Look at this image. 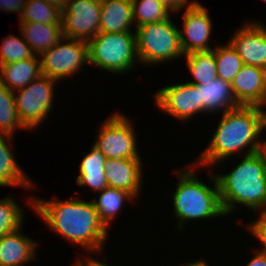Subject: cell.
<instances>
[{
    "mask_svg": "<svg viewBox=\"0 0 266 266\" xmlns=\"http://www.w3.org/2000/svg\"><path fill=\"white\" fill-rule=\"evenodd\" d=\"M26 202L48 229L63 240L82 247L88 254L100 255L103 252L110 230L100 221L92 200H78L76 197L47 200L29 196Z\"/></svg>",
    "mask_w": 266,
    "mask_h": 266,
    "instance_id": "obj_1",
    "label": "cell"
},
{
    "mask_svg": "<svg viewBox=\"0 0 266 266\" xmlns=\"http://www.w3.org/2000/svg\"><path fill=\"white\" fill-rule=\"evenodd\" d=\"M263 111L262 107L240 105L222 113L211 140L193 162L198 166L197 171L218 164L226 170L223 164L234 155L240 157L262 150L264 138L261 136L266 132Z\"/></svg>",
    "mask_w": 266,
    "mask_h": 266,
    "instance_id": "obj_2",
    "label": "cell"
},
{
    "mask_svg": "<svg viewBox=\"0 0 266 266\" xmlns=\"http://www.w3.org/2000/svg\"><path fill=\"white\" fill-rule=\"evenodd\" d=\"M238 164L227 173L215 177L222 209L226 217L246 207L252 213L266 207V156L262 150L242 155Z\"/></svg>",
    "mask_w": 266,
    "mask_h": 266,
    "instance_id": "obj_3",
    "label": "cell"
},
{
    "mask_svg": "<svg viewBox=\"0 0 266 266\" xmlns=\"http://www.w3.org/2000/svg\"><path fill=\"white\" fill-rule=\"evenodd\" d=\"M191 164V165H190ZM185 169L175 170L178 179L175 192L168 195L173 199V214L177 219L178 232H184L185 223L193 220L202 221L216 217H226L221 206L218 183L214 173H209L207 178L212 186L200 180L195 174L198 166L190 163ZM195 168V169H194Z\"/></svg>",
    "mask_w": 266,
    "mask_h": 266,
    "instance_id": "obj_4",
    "label": "cell"
},
{
    "mask_svg": "<svg viewBox=\"0 0 266 266\" xmlns=\"http://www.w3.org/2000/svg\"><path fill=\"white\" fill-rule=\"evenodd\" d=\"M88 55L89 66L115 75H125L140 64L135 32H98L88 41Z\"/></svg>",
    "mask_w": 266,
    "mask_h": 266,
    "instance_id": "obj_5",
    "label": "cell"
},
{
    "mask_svg": "<svg viewBox=\"0 0 266 266\" xmlns=\"http://www.w3.org/2000/svg\"><path fill=\"white\" fill-rule=\"evenodd\" d=\"M179 29L171 17L137 27L135 34L140 65L156 67L184 57Z\"/></svg>",
    "mask_w": 266,
    "mask_h": 266,
    "instance_id": "obj_6",
    "label": "cell"
},
{
    "mask_svg": "<svg viewBox=\"0 0 266 266\" xmlns=\"http://www.w3.org/2000/svg\"><path fill=\"white\" fill-rule=\"evenodd\" d=\"M57 80L40 75L26 87L14 92L20 122L30 132L36 130L52 114Z\"/></svg>",
    "mask_w": 266,
    "mask_h": 266,
    "instance_id": "obj_7",
    "label": "cell"
},
{
    "mask_svg": "<svg viewBox=\"0 0 266 266\" xmlns=\"http://www.w3.org/2000/svg\"><path fill=\"white\" fill-rule=\"evenodd\" d=\"M111 113L106 120L100 124L93 140L106 159H129L142 158L137 144V132L133 121L124 113Z\"/></svg>",
    "mask_w": 266,
    "mask_h": 266,
    "instance_id": "obj_8",
    "label": "cell"
},
{
    "mask_svg": "<svg viewBox=\"0 0 266 266\" xmlns=\"http://www.w3.org/2000/svg\"><path fill=\"white\" fill-rule=\"evenodd\" d=\"M41 73L59 82L67 80L89 65L88 42L62 37L39 55ZM61 80V81H60Z\"/></svg>",
    "mask_w": 266,
    "mask_h": 266,
    "instance_id": "obj_9",
    "label": "cell"
},
{
    "mask_svg": "<svg viewBox=\"0 0 266 266\" xmlns=\"http://www.w3.org/2000/svg\"><path fill=\"white\" fill-rule=\"evenodd\" d=\"M101 0H69L62 10L65 38L89 41L100 32Z\"/></svg>",
    "mask_w": 266,
    "mask_h": 266,
    "instance_id": "obj_10",
    "label": "cell"
},
{
    "mask_svg": "<svg viewBox=\"0 0 266 266\" xmlns=\"http://www.w3.org/2000/svg\"><path fill=\"white\" fill-rule=\"evenodd\" d=\"M152 97L157 109L182 122L202 114L199 91L188 81L160 88Z\"/></svg>",
    "mask_w": 266,
    "mask_h": 266,
    "instance_id": "obj_11",
    "label": "cell"
},
{
    "mask_svg": "<svg viewBox=\"0 0 266 266\" xmlns=\"http://www.w3.org/2000/svg\"><path fill=\"white\" fill-rule=\"evenodd\" d=\"M181 15L183 26L179 34L184 55L213 50L215 46L209 44L213 26L208 8L197 1L193 6L185 8Z\"/></svg>",
    "mask_w": 266,
    "mask_h": 266,
    "instance_id": "obj_12",
    "label": "cell"
},
{
    "mask_svg": "<svg viewBox=\"0 0 266 266\" xmlns=\"http://www.w3.org/2000/svg\"><path fill=\"white\" fill-rule=\"evenodd\" d=\"M251 20L242 23L228 42L246 65L266 70V25Z\"/></svg>",
    "mask_w": 266,
    "mask_h": 266,
    "instance_id": "obj_13",
    "label": "cell"
},
{
    "mask_svg": "<svg viewBox=\"0 0 266 266\" xmlns=\"http://www.w3.org/2000/svg\"><path fill=\"white\" fill-rule=\"evenodd\" d=\"M142 158L113 159L105 164L108 187L122 189L141 199L144 169ZM143 170V172H142Z\"/></svg>",
    "mask_w": 266,
    "mask_h": 266,
    "instance_id": "obj_14",
    "label": "cell"
},
{
    "mask_svg": "<svg viewBox=\"0 0 266 266\" xmlns=\"http://www.w3.org/2000/svg\"><path fill=\"white\" fill-rule=\"evenodd\" d=\"M237 104L263 107L266 102V70L244 64L231 82Z\"/></svg>",
    "mask_w": 266,
    "mask_h": 266,
    "instance_id": "obj_15",
    "label": "cell"
},
{
    "mask_svg": "<svg viewBox=\"0 0 266 266\" xmlns=\"http://www.w3.org/2000/svg\"><path fill=\"white\" fill-rule=\"evenodd\" d=\"M21 231L0 237V266H26L36 260L39 244Z\"/></svg>",
    "mask_w": 266,
    "mask_h": 266,
    "instance_id": "obj_16",
    "label": "cell"
},
{
    "mask_svg": "<svg viewBox=\"0 0 266 266\" xmlns=\"http://www.w3.org/2000/svg\"><path fill=\"white\" fill-rule=\"evenodd\" d=\"M15 137L0 134V186L1 187H20L33 189L36 183H33L31 177H28L22 166H20L14 157ZM11 143V144H9Z\"/></svg>",
    "mask_w": 266,
    "mask_h": 266,
    "instance_id": "obj_17",
    "label": "cell"
},
{
    "mask_svg": "<svg viewBox=\"0 0 266 266\" xmlns=\"http://www.w3.org/2000/svg\"><path fill=\"white\" fill-rule=\"evenodd\" d=\"M199 91L200 102H202V114L216 112L224 113L239 105L236 102L230 82L216 78L209 84L194 85Z\"/></svg>",
    "mask_w": 266,
    "mask_h": 266,
    "instance_id": "obj_18",
    "label": "cell"
},
{
    "mask_svg": "<svg viewBox=\"0 0 266 266\" xmlns=\"http://www.w3.org/2000/svg\"><path fill=\"white\" fill-rule=\"evenodd\" d=\"M131 0H101L100 32H135Z\"/></svg>",
    "mask_w": 266,
    "mask_h": 266,
    "instance_id": "obj_19",
    "label": "cell"
},
{
    "mask_svg": "<svg viewBox=\"0 0 266 266\" xmlns=\"http://www.w3.org/2000/svg\"><path fill=\"white\" fill-rule=\"evenodd\" d=\"M41 73L39 55L17 62L0 65V83L15 92L29 85Z\"/></svg>",
    "mask_w": 266,
    "mask_h": 266,
    "instance_id": "obj_20",
    "label": "cell"
},
{
    "mask_svg": "<svg viewBox=\"0 0 266 266\" xmlns=\"http://www.w3.org/2000/svg\"><path fill=\"white\" fill-rule=\"evenodd\" d=\"M79 164V173L75 178L78 186L90 187L95 193L102 191L106 187L107 178L105 174V155L93 144Z\"/></svg>",
    "mask_w": 266,
    "mask_h": 266,
    "instance_id": "obj_21",
    "label": "cell"
},
{
    "mask_svg": "<svg viewBox=\"0 0 266 266\" xmlns=\"http://www.w3.org/2000/svg\"><path fill=\"white\" fill-rule=\"evenodd\" d=\"M19 32L36 55L55 46L63 37L62 25L19 23Z\"/></svg>",
    "mask_w": 266,
    "mask_h": 266,
    "instance_id": "obj_22",
    "label": "cell"
},
{
    "mask_svg": "<svg viewBox=\"0 0 266 266\" xmlns=\"http://www.w3.org/2000/svg\"><path fill=\"white\" fill-rule=\"evenodd\" d=\"M98 194L97 199L93 197L91 200L98 212L100 221L108 230L113 225L112 223L114 219L116 220L121 209L124 208L125 202L127 200L131 202L136 200L128 191L112 187H106Z\"/></svg>",
    "mask_w": 266,
    "mask_h": 266,
    "instance_id": "obj_23",
    "label": "cell"
},
{
    "mask_svg": "<svg viewBox=\"0 0 266 266\" xmlns=\"http://www.w3.org/2000/svg\"><path fill=\"white\" fill-rule=\"evenodd\" d=\"M182 59H185L188 71L191 73L192 80L188 83L193 85L209 84L218 78L217 66L214 52L202 51L186 54Z\"/></svg>",
    "mask_w": 266,
    "mask_h": 266,
    "instance_id": "obj_24",
    "label": "cell"
},
{
    "mask_svg": "<svg viewBox=\"0 0 266 266\" xmlns=\"http://www.w3.org/2000/svg\"><path fill=\"white\" fill-rule=\"evenodd\" d=\"M62 10L45 0H26L19 23L61 24Z\"/></svg>",
    "mask_w": 266,
    "mask_h": 266,
    "instance_id": "obj_25",
    "label": "cell"
},
{
    "mask_svg": "<svg viewBox=\"0 0 266 266\" xmlns=\"http://www.w3.org/2000/svg\"><path fill=\"white\" fill-rule=\"evenodd\" d=\"M17 129L27 130L18 118L14 92L0 83V134L14 137Z\"/></svg>",
    "mask_w": 266,
    "mask_h": 266,
    "instance_id": "obj_26",
    "label": "cell"
},
{
    "mask_svg": "<svg viewBox=\"0 0 266 266\" xmlns=\"http://www.w3.org/2000/svg\"><path fill=\"white\" fill-rule=\"evenodd\" d=\"M215 55L218 78L232 82L244 63L237 51L227 41L225 45H217L212 50Z\"/></svg>",
    "mask_w": 266,
    "mask_h": 266,
    "instance_id": "obj_27",
    "label": "cell"
},
{
    "mask_svg": "<svg viewBox=\"0 0 266 266\" xmlns=\"http://www.w3.org/2000/svg\"><path fill=\"white\" fill-rule=\"evenodd\" d=\"M24 209L12 195L0 199V237L11 234L24 226Z\"/></svg>",
    "mask_w": 266,
    "mask_h": 266,
    "instance_id": "obj_28",
    "label": "cell"
},
{
    "mask_svg": "<svg viewBox=\"0 0 266 266\" xmlns=\"http://www.w3.org/2000/svg\"><path fill=\"white\" fill-rule=\"evenodd\" d=\"M133 5L134 28L156 23L170 17V11L158 0H131Z\"/></svg>",
    "mask_w": 266,
    "mask_h": 266,
    "instance_id": "obj_29",
    "label": "cell"
},
{
    "mask_svg": "<svg viewBox=\"0 0 266 266\" xmlns=\"http://www.w3.org/2000/svg\"><path fill=\"white\" fill-rule=\"evenodd\" d=\"M21 38L12 34L3 39L0 47V65L29 59L35 55L23 36Z\"/></svg>",
    "mask_w": 266,
    "mask_h": 266,
    "instance_id": "obj_30",
    "label": "cell"
},
{
    "mask_svg": "<svg viewBox=\"0 0 266 266\" xmlns=\"http://www.w3.org/2000/svg\"><path fill=\"white\" fill-rule=\"evenodd\" d=\"M258 217L246 225L248 232L257 239V242L261 243L260 247L256 249L266 253V215L263 212H258Z\"/></svg>",
    "mask_w": 266,
    "mask_h": 266,
    "instance_id": "obj_31",
    "label": "cell"
},
{
    "mask_svg": "<svg viewBox=\"0 0 266 266\" xmlns=\"http://www.w3.org/2000/svg\"><path fill=\"white\" fill-rule=\"evenodd\" d=\"M26 0H0V12L17 13L18 18L23 13Z\"/></svg>",
    "mask_w": 266,
    "mask_h": 266,
    "instance_id": "obj_32",
    "label": "cell"
},
{
    "mask_svg": "<svg viewBox=\"0 0 266 266\" xmlns=\"http://www.w3.org/2000/svg\"><path fill=\"white\" fill-rule=\"evenodd\" d=\"M161 2L172 14L183 11V9L193 6L197 0H158Z\"/></svg>",
    "mask_w": 266,
    "mask_h": 266,
    "instance_id": "obj_33",
    "label": "cell"
},
{
    "mask_svg": "<svg viewBox=\"0 0 266 266\" xmlns=\"http://www.w3.org/2000/svg\"><path fill=\"white\" fill-rule=\"evenodd\" d=\"M92 254H87L86 256L80 258L81 256H77L76 258H78L77 260L74 261V264H72V266H112V265H108L107 263L101 262V260H99V258L97 259L96 257L94 258V256H91ZM82 259V260H81Z\"/></svg>",
    "mask_w": 266,
    "mask_h": 266,
    "instance_id": "obj_34",
    "label": "cell"
},
{
    "mask_svg": "<svg viewBox=\"0 0 266 266\" xmlns=\"http://www.w3.org/2000/svg\"><path fill=\"white\" fill-rule=\"evenodd\" d=\"M252 252L254 256L245 263V266H266V253L255 247Z\"/></svg>",
    "mask_w": 266,
    "mask_h": 266,
    "instance_id": "obj_35",
    "label": "cell"
},
{
    "mask_svg": "<svg viewBox=\"0 0 266 266\" xmlns=\"http://www.w3.org/2000/svg\"><path fill=\"white\" fill-rule=\"evenodd\" d=\"M179 266H210L209 264H207L206 259L205 258H201L198 260H194L193 262H189V263H184L183 265H179Z\"/></svg>",
    "mask_w": 266,
    "mask_h": 266,
    "instance_id": "obj_36",
    "label": "cell"
},
{
    "mask_svg": "<svg viewBox=\"0 0 266 266\" xmlns=\"http://www.w3.org/2000/svg\"><path fill=\"white\" fill-rule=\"evenodd\" d=\"M47 1L49 4H52L56 7H58L59 9L63 10L66 3L69 1V0H45Z\"/></svg>",
    "mask_w": 266,
    "mask_h": 266,
    "instance_id": "obj_37",
    "label": "cell"
},
{
    "mask_svg": "<svg viewBox=\"0 0 266 266\" xmlns=\"http://www.w3.org/2000/svg\"><path fill=\"white\" fill-rule=\"evenodd\" d=\"M262 151L264 152V154H265V156H266V139H264V143H263Z\"/></svg>",
    "mask_w": 266,
    "mask_h": 266,
    "instance_id": "obj_38",
    "label": "cell"
},
{
    "mask_svg": "<svg viewBox=\"0 0 266 266\" xmlns=\"http://www.w3.org/2000/svg\"><path fill=\"white\" fill-rule=\"evenodd\" d=\"M262 108H263V110H264L263 112H264V114H265V119H266V111H265V110H266V109H265V108H266V102H265V104H264V106H263Z\"/></svg>",
    "mask_w": 266,
    "mask_h": 266,
    "instance_id": "obj_39",
    "label": "cell"
},
{
    "mask_svg": "<svg viewBox=\"0 0 266 266\" xmlns=\"http://www.w3.org/2000/svg\"><path fill=\"white\" fill-rule=\"evenodd\" d=\"M262 212L266 215V207H265V209Z\"/></svg>",
    "mask_w": 266,
    "mask_h": 266,
    "instance_id": "obj_40",
    "label": "cell"
}]
</instances>
